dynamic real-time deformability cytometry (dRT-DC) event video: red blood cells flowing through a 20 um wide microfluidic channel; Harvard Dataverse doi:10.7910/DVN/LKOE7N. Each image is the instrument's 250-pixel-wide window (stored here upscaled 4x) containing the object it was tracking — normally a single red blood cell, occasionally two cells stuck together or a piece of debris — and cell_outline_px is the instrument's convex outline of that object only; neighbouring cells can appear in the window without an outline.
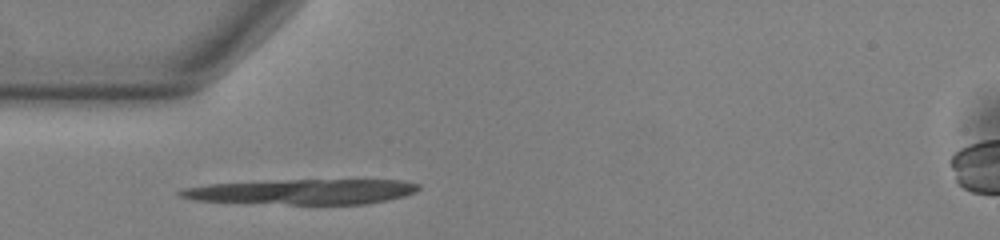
{"species": "common noctule bat (a hibernating species)", "species_latin": "Nyctalus noctula", "temperature_condition": "warm", "stored_images_in_passage": 38, "camera_frame_rate_fps": 3000, "um_per_image_px": 0.085, "animal": {"sex": "male", "body_mass_g": 13.0, "forearm_length_mm": 53.1}, "frame": {"image": 1, "passage_image": 1, "time_ms": 0.0, "image_size_px": [1000, 240], "cell_outline_px": [[420, 188], [416, 192], [404, 196], [368, 204], [288, 204], [192, 200], [176, 196], [176, 192], [184, 188], [212, 184], [284, 180], [404, 180], [420, 184]], "centroid_in_image_um": [25.74, 16.29], "position_along_channel_um": 59.3, "area_um2": 34.85}}